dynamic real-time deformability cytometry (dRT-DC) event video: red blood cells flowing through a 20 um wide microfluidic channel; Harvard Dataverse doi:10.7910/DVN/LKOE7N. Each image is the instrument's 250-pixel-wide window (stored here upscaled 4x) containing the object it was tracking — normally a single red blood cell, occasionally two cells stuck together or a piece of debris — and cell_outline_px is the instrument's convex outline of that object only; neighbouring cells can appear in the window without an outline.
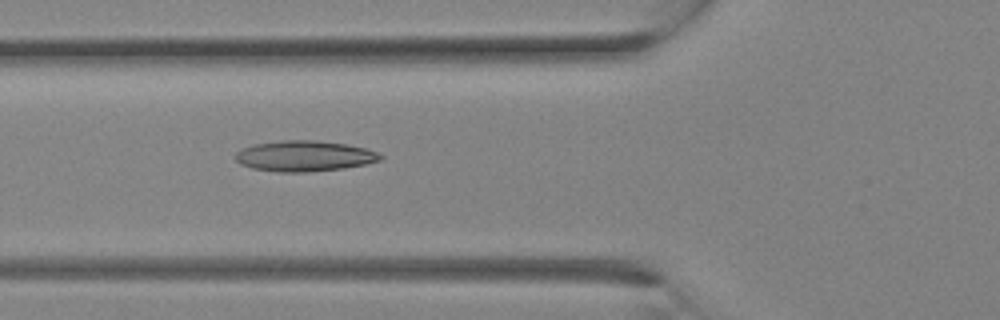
{"species": "Egyptian fruit bat (a non-hibernating species)", "species_latin": "Rousettus aegyptiacus", "temperature_condition": "room temperature", "stored_images_in_passage": 11, "camera_frame_rate_fps": 3000, "um_per_image_px": 0.085, "animal": {"sex": "female"}, "frame": {"image": 1, "passage_image": 11, "time_ms": 3.333, "image_size_px": [1000, 320], "cell_outline_px": [[384, 156], [380, 160], [364, 164], [344, 168], [308, 172], [276, 172], [252, 168], [240, 164], [236, 160], [236, 152], [240, 148], [252, 144], [280, 140], [316, 140], [344, 144], [364, 148], [376, 152]], "centroid_in_image_um": [25.81, 13.26], "position_along_channel_um": 100.0, "area_um2": 25.95}}